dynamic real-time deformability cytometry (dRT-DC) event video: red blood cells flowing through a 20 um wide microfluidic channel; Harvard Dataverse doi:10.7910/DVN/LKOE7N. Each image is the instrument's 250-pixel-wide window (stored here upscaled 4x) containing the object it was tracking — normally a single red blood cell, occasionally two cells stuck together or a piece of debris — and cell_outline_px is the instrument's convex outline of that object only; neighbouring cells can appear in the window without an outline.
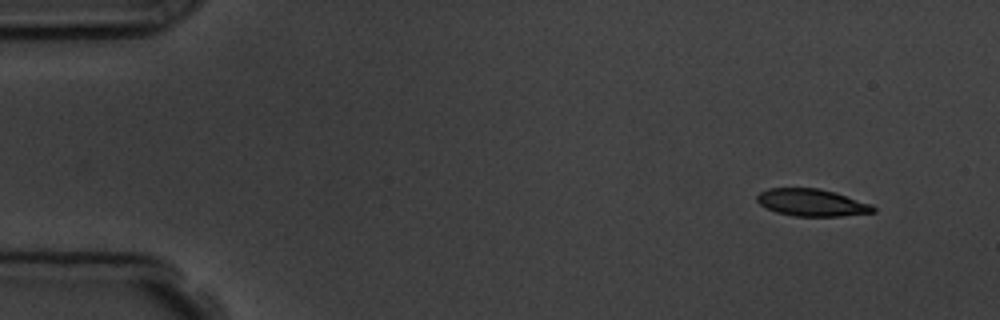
{"species": "common noctule bat (a hibernating species)", "species_latin": "Nyctalus noctula", "temperature_condition": "room temperature", "stored_images_in_passage": 5, "segment_of_instrument_passage": [1, 2], "camera_frame_rate_fps": 3000, "um_per_image_px": 0.085, "animal": {"sex": "male", "body_mass_g": 19.5, "forearm_length_mm": 54.6}, "frame": {"image": 1, "passage_image": 1, "time_ms": 0.0, "image_size_px": [1000, 320], "cell_outline_px": [[876, 212], [840, 216], [796, 216], [776, 212], [760, 204], [756, 200], [756, 196], [760, 192], [768, 188], [820, 188], [836, 192], [872, 204], [876, 208]], "centroid_in_image_um": [69.03, 17.21], "position_along_channel_um": 16.0, "area_um2": 18.5}}
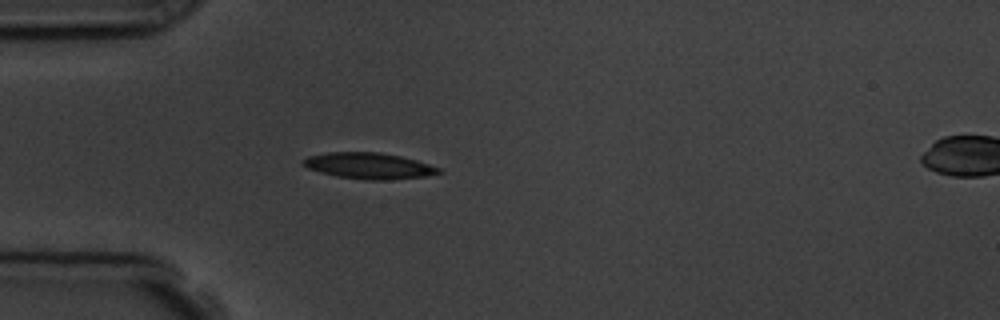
{"frame": {"image": 2, "passage_image": 4, "time_ms": 3.667, "image_size_px": [1000, 320], "cell_outline_px": [[444, 172], [424, 176], [384, 180], [368, 180], [336, 176], [320, 172], [308, 168], [300, 164], [308, 156], [328, 152], [380, 152], [400, 156], [416, 160], [440, 168]], "centroid_in_image_um": [31.34, 14.09], "position_along_channel_um": 53.7, "area_um2": 20.52}}